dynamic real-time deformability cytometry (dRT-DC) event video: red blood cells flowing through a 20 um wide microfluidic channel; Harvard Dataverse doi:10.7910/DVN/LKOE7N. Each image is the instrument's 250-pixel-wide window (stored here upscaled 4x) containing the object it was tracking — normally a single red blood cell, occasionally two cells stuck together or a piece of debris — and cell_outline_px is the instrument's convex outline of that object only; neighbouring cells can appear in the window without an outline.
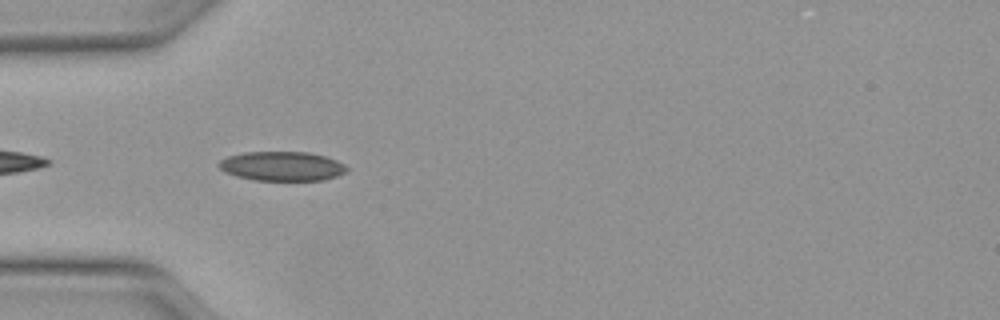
{"species": "Egyptian fruit bat (a non-hibernating species)", "species_latin": "Rousettus aegyptiacus", "temperature_condition": "warm", "stored_images_in_passage": 8, "camera_frame_rate_fps": 3000, "um_per_image_px": 0.085, "animal": {"sex": "female"}, "frame": {"image": 1, "passage_image": 2, "time_ms": 0.333, "image_size_px": [1000, 320], "cell_outline_px": [[348, 172], [324, 180], [256, 180], [236, 176], [224, 172], [216, 164], [220, 160], [228, 156], [244, 152], [308, 152], [324, 156], [336, 160], [344, 164], [348, 168]], "centroid_in_image_um": [23.96, 14.12], "position_along_channel_um": 61.0, "area_um2": 21.91}}